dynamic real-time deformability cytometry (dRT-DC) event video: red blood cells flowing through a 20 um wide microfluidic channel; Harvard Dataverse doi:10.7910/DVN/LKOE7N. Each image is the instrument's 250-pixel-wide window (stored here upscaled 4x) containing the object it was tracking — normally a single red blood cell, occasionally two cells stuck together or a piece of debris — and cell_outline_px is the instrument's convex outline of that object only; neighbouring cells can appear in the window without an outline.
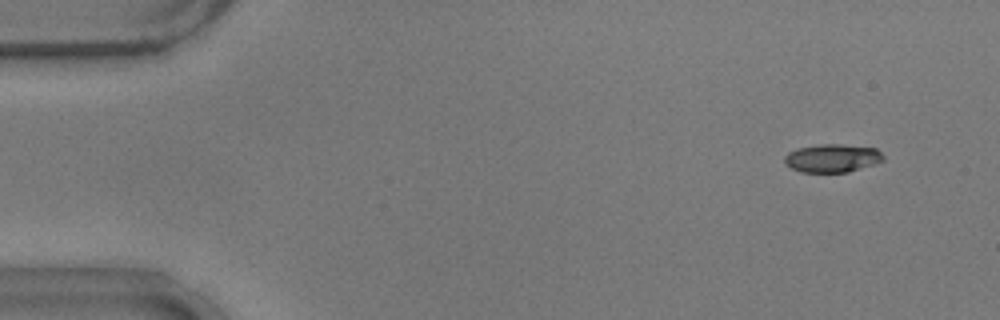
{"species": "common noctule bat (a hibernating species)", "species_latin": "Nyctalus noctula", "temperature_condition": "warm", "stored_images_in_passage": 51, "camera_frame_rate_fps": 3000, "um_per_image_px": 0.085, "animal": {"sex": "male", "body_mass_g": 17.9}, "frame": {"image": 1, "passage_image": 1, "time_ms": 0.0, "image_size_px": [1000, 320], "cell_outline_px": [[884, 160], [848, 172], [800, 172], [784, 164], [784, 156], [788, 152], [796, 148], [820, 144], [840, 144], [876, 148], [884, 156]], "centroid_in_image_um": [70.7, 13.44], "position_along_channel_um": 14.3, "area_um2": 16.24}}
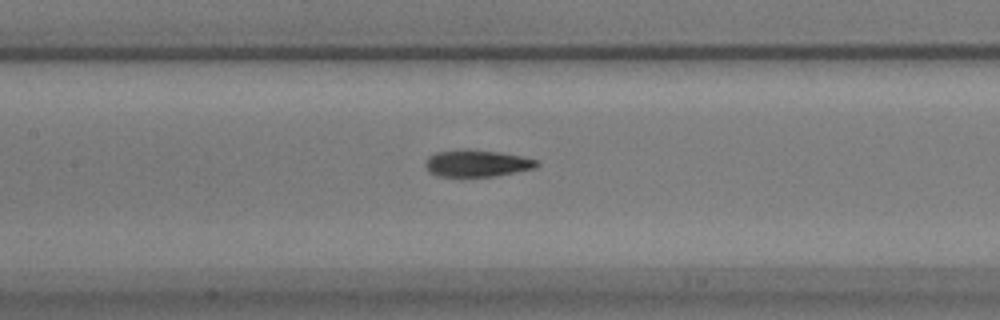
{"frame": {"image": 2, "passage_image": 22, "time_ms": 7.0, "image_size_px": [1000, 320], "cell_outline_px": [[540, 164], [536, 168], [492, 176], [436, 176], [428, 172], [424, 164], [428, 156], [436, 152], [464, 148], [468, 148], [500, 152], [540, 160]], "centroid_in_image_um": [40.52, 13.86], "position_along_channel_um": 166.9, "area_um2": 17.69}}
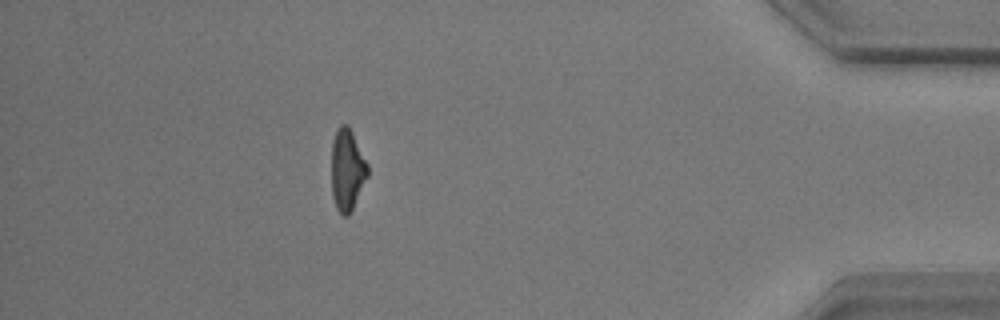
{"frame": {"image": 3, "passage_image": 45, "time_ms": 14.667, "image_size_px": [1000, 320], "cell_outline_px": [[368, 176], [352, 212], [348, 216], [344, 216], [336, 208], [332, 196], [332, 140], [340, 124], [348, 124], [368, 164]], "centroid_in_image_um": [29.52, 14.46], "position_along_channel_um": 405.7, "area_um2": 17.34}, "authors_computed_cell_mechanics": {"area_um2": 17.2822, "velocity_mm_per_s": 3.7461, "shape_relaxation_time_tau1_ms": 3.0636, "shape_relaxation_time_tau2_ms": 3.5306, "deformation_change_tau1": 0.1541, "deformation_change_tau2": 0.0938}}